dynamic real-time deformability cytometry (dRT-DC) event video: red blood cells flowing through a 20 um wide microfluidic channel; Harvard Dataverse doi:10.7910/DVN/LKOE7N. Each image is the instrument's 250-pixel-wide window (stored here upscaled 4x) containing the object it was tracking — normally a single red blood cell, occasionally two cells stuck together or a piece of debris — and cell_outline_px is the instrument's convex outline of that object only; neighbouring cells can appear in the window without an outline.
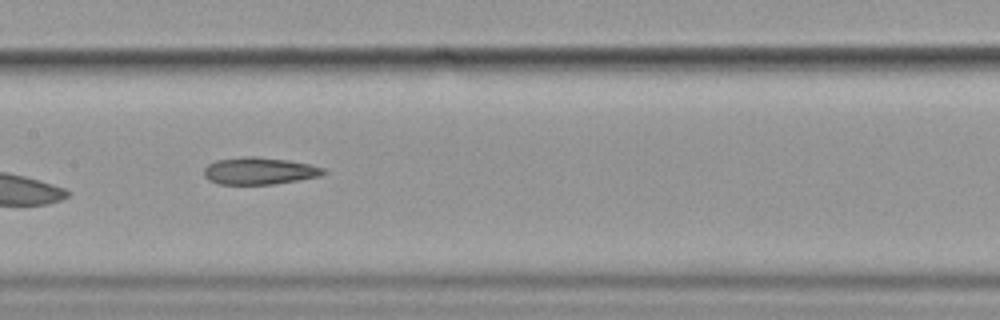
{"species": "common noctule bat (a hibernating species)", "species_latin": "Nyctalus noctula", "temperature_condition": "cold", "stored_images_in_passage": 11, "camera_frame_rate_fps": 3000, "um_per_image_px": 0.085, "animal": {"sex": "female", "body_mass_g": 19.9}, "frame": {"image": 1, "passage_image": 4, "time_ms": 3.667, "image_size_px": [1000, 320], "cell_outline_px": [[328, 172], [320, 176], [300, 180], [276, 184], [220, 184], [208, 180], [204, 176], [204, 168], [208, 164], [216, 160], [244, 156], [256, 156], [288, 160], [308, 164], [324, 168]], "centroid_in_image_um": [22.05, 14.53], "position_along_channel_um": 185.4, "area_um2": 19.02}}
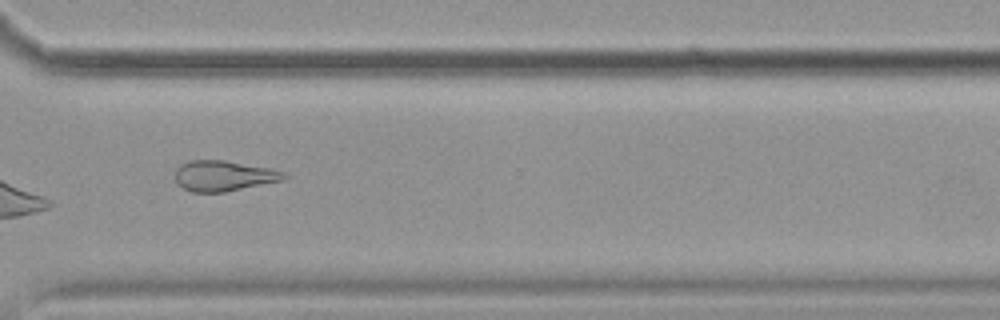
{"frame": {"image": 2, "passage_image": 8, "time_ms": 8.333, "image_size_px": [1000, 320], "cell_outline_px": [[288, 176], [284, 180], [224, 192], [192, 192], [176, 184], [176, 168], [180, 164], [188, 160], [224, 160], [272, 168], [284, 172]], "centroid_in_image_um": [19.01, 14.94], "position_along_channel_um": 351.6, "area_um2": 19.48}}